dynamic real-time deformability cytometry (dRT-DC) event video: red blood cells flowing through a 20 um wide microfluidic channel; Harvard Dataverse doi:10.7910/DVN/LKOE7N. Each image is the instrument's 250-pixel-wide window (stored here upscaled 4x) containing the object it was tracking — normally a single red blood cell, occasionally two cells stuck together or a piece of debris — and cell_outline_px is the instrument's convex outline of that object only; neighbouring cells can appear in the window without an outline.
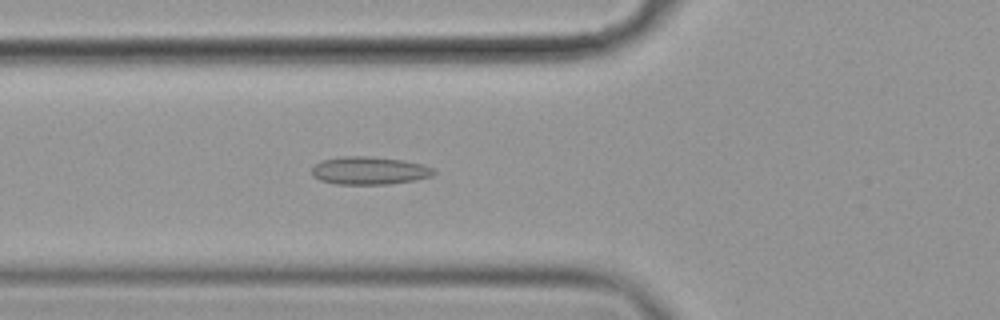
{"species": "common noctule bat (a hibernating species)", "species_latin": "Nyctalus noctula", "temperature_condition": "cold", "stored_images_in_passage": 6, "camera_frame_rate_fps": 3000, "um_per_image_px": 0.085, "animal": {"sex": "female", "body_mass_g": 19.9}, "frame": {"image": 1, "passage_image": 6, "time_ms": 1.667, "image_size_px": [1000, 320], "cell_outline_px": [[436, 172], [432, 176], [416, 180], [388, 184], [336, 184], [320, 180], [312, 176], [312, 168], [316, 164], [324, 160], [344, 156], [368, 156], [404, 160], [424, 164], [432, 168]], "centroid_in_image_um": [31.42, 14.5], "position_along_channel_um": 94.4, "area_um2": 19.83}}